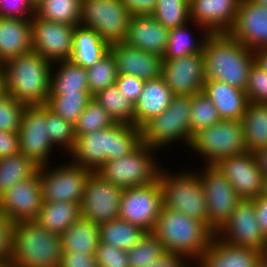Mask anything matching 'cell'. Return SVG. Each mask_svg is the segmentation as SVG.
Instances as JSON below:
<instances>
[{
    "mask_svg": "<svg viewBox=\"0 0 267 267\" xmlns=\"http://www.w3.org/2000/svg\"><path fill=\"white\" fill-rule=\"evenodd\" d=\"M31 20L0 17V59L3 63L32 51Z\"/></svg>",
    "mask_w": 267,
    "mask_h": 267,
    "instance_id": "cell-28",
    "label": "cell"
},
{
    "mask_svg": "<svg viewBox=\"0 0 267 267\" xmlns=\"http://www.w3.org/2000/svg\"><path fill=\"white\" fill-rule=\"evenodd\" d=\"M59 267H98L95 255L77 252H63Z\"/></svg>",
    "mask_w": 267,
    "mask_h": 267,
    "instance_id": "cell-52",
    "label": "cell"
},
{
    "mask_svg": "<svg viewBox=\"0 0 267 267\" xmlns=\"http://www.w3.org/2000/svg\"><path fill=\"white\" fill-rule=\"evenodd\" d=\"M262 255L255 249L228 244L214 235L194 267H254Z\"/></svg>",
    "mask_w": 267,
    "mask_h": 267,
    "instance_id": "cell-25",
    "label": "cell"
},
{
    "mask_svg": "<svg viewBox=\"0 0 267 267\" xmlns=\"http://www.w3.org/2000/svg\"><path fill=\"white\" fill-rule=\"evenodd\" d=\"M118 75H133L144 81L162 76L163 57L128 46L124 42L111 44Z\"/></svg>",
    "mask_w": 267,
    "mask_h": 267,
    "instance_id": "cell-22",
    "label": "cell"
},
{
    "mask_svg": "<svg viewBox=\"0 0 267 267\" xmlns=\"http://www.w3.org/2000/svg\"><path fill=\"white\" fill-rule=\"evenodd\" d=\"M14 223L0 209V260L10 261Z\"/></svg>",
    "mask_w": 267,
    "mask_h": 267,
    "instance_id": "cell-51",
    "label": "cell"
},
{
    "mask_svg": "<svg viewBox=\"0 0 267 267\" xmlns=\"http://www.w3.org/2000/svg\"><path fill=\"white\" fill-rule=\"evenodd\" d=\"M169 38V30L152 15L131 16L124 43L128 46L163 57Z\"/></svg>",
    "mask_w": 267,
    "mask_h": 267,
    "instance_id": "cell-24",
    "label": "cell"
},
{
    "mask_svg": "<svg viewBox=\"0 0 267 267\" xmlns=\"http://www.w3.org/2000/svg\"><path fill=\"white\" fill-rule=\"evenodd\" d=\"M152 16L168 30L184 26L190 22L189 0H157Z\"/></svg>",
    "mask_w": 267,
    "mask_h": 267,
    "instance_id": "cell-41",
    "label": "cell"
},
{
    "mask_svg": "<svg viewBox=\"0 0 267 267\" xmlns=\"http://www.w3.org/2000/svg\"><path fill=\"white\" fill-rule=\"evenodd\" d=\"M123 189L104 180L97 172L87 179L80 215L100 225L119 217Z\"/></svg>",
    "mask_w": 267,
    "mask_h": 267,
    "instance_id": "cell-16",
    "label": "cell"
},
{
    "mask_svg": "<svg viewBox=\"0 0 267 267\" xmlns=\"http://www.w3.org/2000/svg\"><path fill=\"white\" fill-rule=\"evenodd\" d=\"M93 99L108 112L115 123L134 125V104L125 99L115 84L98 92Z\"/></svg>",
    "mask_w": 267,
    "mask_h": 267,
    "instance_id": "cell-38",
    "label": "cell"
},
{
    "mask_svg": "<svg viewBox=\"0 0 267 267\" xmlns=\"http://www.w3.org/2000/svg\"><path fill=\"white\" fill-rule=\"evenodd\" d=\"M193 30H195L194 34L192 33ZM197 32L199 35L196 38ZM210 34L206 28L191 21L184 26L169 30V38L163 60H171L203 52L204 44ZM194 35L195 37H193Z\"/></svg>",
    "mask_w": 267,
    "mask_h": 267,
    "instance_id": "cell-29",
    "label": "cell"
},
{
    "mask_svg": "<svg viewBox=\"0 0 267 267\" xmlns=\"http://www.w3.org/2000/svg\"><path fill=\"white\" fill-rule=\"evenodd\" d=\"M67 93H90L87 68L76 65L70 60L52 64L50 95Z\"/></svg>",
    "mask_w": 267,
    "mask_h": 267,
    "instance_id": "cell-30",
    "label": "cell"
},
{
    "mask_svg": "<svg viewBox=\"0 0 267 267\" xmlns=\"http://www.w3.org/2000/svg\"><path fill=\"white\" fill-rule=\"evenodd\" d=\"M7 94L4 72H0V98Z\"/></svg>",
    "mask_w": 267,
    "mask_h": 267,
    "instance_id": "cell-59",
    "label": "cell"
},
{
    "mask_svg": "<svg viewBox=\"0 0 267 267\" xmlns=\"http://www.w3.org/2000/svg\"><path fill=\"white\" fill-rule=\"evenodd\" d=\"M152 233L167 254L188 257L193 263L208 249L215 235L204 222L164 206Z\"/></svg>",
    "mask_w": 267,
    "mask_h": 267,
    "instance_id": "cell-4",
    "label": "cell"
},
{
    "mask_svg": "<svg viewBox=\"0 0 267 267\" xmlns=\"http://www.w3.org/2000/svg\"><path fill=\"white\" fill-rule=\"evenodd\" d=\"M190 153L201 157L203 165H214L218 160L247 151L242 121L220 120L197 131L189 144Z\"/></svg>",
    "mask_w": 267,
    "mask_h": 267,
    "instance_id": "cell-9",
    "label": "cell"
},
{
    "mask_svg": "<svg viewBox=\"0 0 267 267\" xmlns=\"http://www.w3.org/2000/svg\"><path fill=\"white\" fill-rule=\"evenodd\" d=\"M80 216V204L43 201L35 221L44 229L61 235Z\"/></svg>",
    "mask_w": 267,
    "mask_h": 267,
    "instance_id": "cell-34",
    "label": "cell"
},
{
    "mask_svg": "<svg viewBox=\"0 0 267 267\" xmlns=\"http://www.w3.org/2000/svg\"><path fill=\"white\" fill-rule=\"evenodd\" d=\"M241 121L247 152L267 147V104L249 102Z\"/></svg>",
    "mask_w": 267,
    "mask_h": 267,
    "instance_id": "cell-33",
    "label": "cell"
},
{
    "mask_svg": "<svg viewBox=\"0 0 267 267\" xmlns=\"http://www.w3.org/2000/svg\"><path fill=\"white\" fill-rule=\"evenodd\" d=\"M33 160L18 152L0 158V197L17 182L33 177L39 170Z\"/></svg>",
    "mask_w": 267,
    "mask_h": 267,
    "instance_id": "cell-36",
    "label": "cell"
},
{
    "mask_svg": "<svg viewBox=\"0 0 267 267\" xmlns=\"http://www.w3.org/2000/svg\"><path fill=\"white\" fill-rule=\"evenodd\" d=\"M256 160L259 164L260 170L264 175H267V147L257 151L255 153Z\"/></svg>",
    "mask_w": 267,
    "mask_h": 267,
    "instance_id": "cell-57",
    "label": "cell"
},
{
    "mask_svg": "<svg viewBox=\"0 0 267 267\" xmlns=\"http://www.w3.org/2000/svg\"><path fill=\"white\" fill-rule=\"evenodd\" d=\"M3 67H4V63H3V61L0 59V72H3Z\"/></svg>",
    "mask_w": 267,
    "mask_h": 267,
    "instance_id": "cell-64",
    "label": "cell"
},
{
    "mask_svg": "<svg viewBox=\"0 0 267 267\" xmlns=\"http://www.w3.org/2000/svg\"><path fill=\"white\" fill-rule=\"evenodd\" d=\"M75 26L41 19L31 20L32 50L50 62L70 60Z\"/></svg>",
    "mask_w": 267,
    "mask_h": 267,
    "instance_id": "cell-17",
    "label": "cell"
},
{
    "mask_svg": "<svg viewBox=\"0 0 267 267\" xmlns=\"http://www.w3.org/2000/svg\"><path fill=\"white\" fill-rule=\"evenodd\" d=\"M25 107L9 94L0 98V131L18 133Z\"/></svg>",
    "mask_w": 267,
    "mask_h": 267,
    "instance_id": "cell-46",
    "label": "cell"
},
{
    "mask_svg": "<svg viewBox=\"0 0 267 267\" xmlns=\"http://www.w3.org/2000/svg\"><path fill=\"white\" fill-rule=\"evenodd\" d=\"M202 93L213 102L221 120L240 121L249 104L244 90L217 80H205Z\"/></svg>",
    "mask_w": 267,
    "mask_h": 267,
    "instance_id": "cell-27",
    "label": "cell"
},
{
    "mask_svg": "<svg viewBox=\"0 0 267 267\" xmlns=\"http://www.w3.org/2000/svg\"><path fill=\"white\" fill-rule=\"evenodd\" d=\"M93 99L90 93H67L49 95L46 106L65 121L75 125L78 118Z\"/></svg>",
    "mask_w": 267,
    "mask_h": 267,
    "instance_id": "cell-39",
    "label": "cell"
},
{
    "mask_svg": "<svg viewBox=\"0 0 267 267\" xmlns=\"http://www.w3.org/2000/svg\"><path fill=\"white\" fill-rule=\"evenodd\" d=\"M214 166L232 184L242 199L252 200L261 195L264 174L259 168L256 156L250 152L225 157Z\"/></svg>",
    "mask_w": 267,
    "mask_h": 267,
    "instance_id": "cell-18",
    "label": "cell"
},
{
    "mask_svg": "<svg viewBox=\"0 0 267 267\" xmlns=\"http://www.w3.org/2000/svg\"><path fill=\"white\" fill-rule=\"evenodd\" d=\"M255 205L257 221L267 239V197L258 196L252 199Z\"/></svg>",
    "mask_w": 267,
    "mask_h": 267,
    "instance_id": "cell-56",
    "label": "cell"
},
{
    "mask_svg": "<svg viewBox=\"0 0 267 267\" xmlns=\"http://www.w3.org/2000/svg\"><path fill=\"white\" fill-rule=\"evenodd\" d=\"M198 168L195 167L207 200V226L216 233L229 219L242 198L214 165L201 164L200 170Z\"/></svg>",
    "mask_w": 267,
    "mask_h": 267,
    "instance_id": "cell-12",
    "label": "cell"
},
{
    "mask_svg": "<svg viewBox=\"0 0 267 267\" xmlns=\"http://www.w3.org/2000/svg\"><path fill=\"white\" fill-rule=\"evenodd\" d=\"M61 239L63 252L95 255L100 242L99 225L80 216L61 234Z\"/></svg>",
    "mask_w": 267,
    "mask_h": 267,
    "instance_id": "cell-32",
    "label": "cell"
},
{
    "mask_svg": "<svg viewBox=\"0 0 267 267\" xmlns=\"http://www.w3.org/2000/svg\"><path fill=\"white\" fill-rule=\"evenodd\" d=\"M228 33L253 52L267 49V7L252 0H241L235 23Z\"/></svg>",
    "mask_w": 267,
    "mask_h": 267,
    "instance_id": "cell-21",
    "label": "cell"
},
{
    "mask_svg": "<svg viewBox=\"0 0 267 267\" xmlns=\"http://www.w3.org/2000/svg\"><path fill=\"white\" fill-rule=\"evenodd\" d=\"M18 134L19 152L39 166L56 164L50 161L54 158L55 147L48 137L46 105L25 107Z\"/></svg>",
    "mask_w": 267,
    "mask_h": 267,
    "instance_id": "cell-15",
    "label": "cell"
},
{
    "mask_svg": "<svg viewBox=\"0 0 267 267\" xmlns=\"http://www.w3.org/2000/svg\"><path fill=\"white\" fill-rule=\"evenodd\" d=\"M82 0H42L35 6L41 19L77 26L81 20Z\"/></svg>",
    "mask_w": 267,
    "mask_h": 267,
    "instance_id": "cell-37",
    "label": "cell"
},
{
    "mask_svg": "<svg viewBox=\"0 0 267 267\" xmlns=\"http://www.w3.org/2000/svg\"><path fill=\"white\" fill-rule=\"evenodd\" d=\"M62 255L61 235L44 229L36 221L14 224L12 267H59Z\"/></svg>",
    "mask_w": 267,
    "mask_h": 267,
    "instance_id": "cell-5",
    "label": "cell"
},
{
    "mask_svg": "<svg viewBox=\"0 0 267 267\" xmlns=\"http://www.w3.org/2000/svg\"><path fill=\"white\" fill-rule=\"evenodd\" d=\"M221 120L213 102L202 92L192 95L190 111V142L192 136Z\"/></svg>",
    "mask_w": 267,
    "mask_h": 267,
    "instance_id": "cell-43",
    "label": "cell"
},
{
    "mask_svg": "<svg viewBox=\"0 0 267 267\" xmlns=\"http://www.w3.org/2000/svg\"><path fill=\"white\" fill-rule=\"evenodd\" d=\"M255 3L267 7V0H252Z\"/></svg>",
    "mask_w": 267,
    "mask_h": 267,
    "instance_id": "cell-63",
    "label": "cell"
},
{
    "mask_svg": "<svg viewBox=\"0 0 267 267\" xmlns=\"http://www.w3.org/2000/svg\"><path fill=\"white\" fill-rule=\"evenodd\" d=\"M260 196L267 197V175H264L263 187H262V191H261V195Z\"/></svg>",
    "mask_w": 267,
    "mask_h": 267,
    "instance_id": "cell-61",
    "label": "cell"
},
{
    "mask_svg": "<svg viewBox=\"0 0 267 267\" xmlns=\"http://www.w3.org/2000/svg\"><path fill=\"white\" fill-rule=\"evenodd\" d=\"M98 267H130L127 251L99 242L95 252Z\"/></svg>",
    "mask_w": 267,
    "mask_h": 267,
    "instance_id": "cell-48",
    "label": "cell"
},
{
    "mask_svg": "<svg viewBox=\"0 0 267 267\" xmlns=\"http://www.w3.org/2000/svg\"><path fill=\"white\" fill-rule=\"evenodd\" d=\"M114 123L108 112L92 99L74 125L76 138L92 131L108 128Z\"/></svg>",
    "mask_w": 267,
    "mask_h": 267,
    "instance_id": "cell-45",
    "label": "cell"
},
{
    "mask_svg": "<svg viewBox=\"0 0 267 267\" xmlns=\"http://www.w3.org/2000/svg\"><path fill=\"white\" fill-rule=\"evenodd\" d=\"M19 152V134L0 131V158Z\"/></svg>",
    "mask_w": 267,
    "mask_h": 267,
    "instance_id": "cell-54",
    "label": "cell"
},
{
    "mask_svg": "<svg viewBox=\"0 0 267 267\" xmlns=\"http://www.w3.org/2000/svg\"><path fill=\"white\" fill-rule=\"evenodd\" d=\"M89 91L92 96L114 85L117 80V69L113 55L108 52L93 66L87 68Z\"/></svg>",
    "mask_w": 267,
    "mask_h": 267,
    "instance_id": "cell-44",
    "label": "cell"
},
{
    "mask_svg": "<svg viewBox=\"0 0 267 267\" xmlns=\"http://www.w3.org/2000/svg\"><path fill=\"white\" fill-rule=\"evenodd\" d=\"M145 81L133 75H118L115 85L134 105L138 101Z\"/></svg>",
    "mask_w": 267,
    "mask_h": 267,
    "instance_id": "cell-50",
    "label": "cell"
},
{
    "mask_svg": "<svg viewBox=\"0 0 267 267\" xmlns=\"http://www.w3.org/2000/svg\"><path fill=\"white\" fill-rule=\"evenodd\" d=\"M167 255L164 245L152 233L146 232L139 242L127 251L130 267H146Z\"/></svg>",
    "mask_w": 267,
    "mask_h": 267,
    "instance_id": "cell-42",
    "label": "cell"
},
{
    "mask_svg": "<svg viewBox=\"0 0 267 267\" xmlns=\"http://www.w3.org/2000/svg\"><path fill=\"white\" fill-rule=\"evenodd\" d=\"M0 267H12L10 261H1L0 260Z\"/></svg>",
    "mask_w": 267,
    "mask_h": 267,
    "instance_id": "cell-62",
    "label": "cell"
},
{
    "mask_svg": "<svg viewBox=\"0 0 267 267\" xmlns=\"http://www.w3.org/2000/svg\"><path fill=\"white\" fill-rule=\"evenodd\" d=\"M146 267H194V263L188 257L167 254L162 259L154 261Z\"/></svg>",
    "mask_w": 267,
    "mask_h": 267,
    "instance_id": "cell-55",
    "label": "cell"
},
{
    "mask_svg": "<svg viewBox=\"0 0 267 267\" xmlns=\"http://www.w3.org/2000/svg\"><path fill=\"white\" fill-rule=\"evenodd\" d=\"M43 203L42 186L37 172L0 197V209L12 223L35 221Z\"/></svg>",
    "mask_w": 267,
    "mask_h": 267,
    "instance_id": "cell-19",
    "label": "cell"
},
{
    "mask_svg": "<svg viewBox=\"0 0 267 267\" xmlns=\"http://www.w3.org/2000/svg\"><path fill=\"white\" fill-rule=\"evenodd\" d=\"M162 207V189L156 180L143 187L123 189L118 218L153 232Z\"/></svg>",
    "mask_w": 267,
    "mask_h": 267,
    "instance_id": "cell-13",
    "label": "cell"
},
{
    "mask_svg": "<svg viewBox=\"0 0 267 267\" xmlns=\"http://www.w3.org/2000/svg\"><path fill=\"white\" fill-rule=\"evenodd\" d=\"M158 152L161 151L142 143L129 155L105 162L96 172L122 189L143 187L158 180L163 166Z\"/></svg>",
    "mask_w": 267,
    "mask_h": 267,
    "instance_id": "cell-8",
    "label": "cell"
},
{
    "mask_svg": "<svg viewBox=\"0 0 267 267\" xmlns=\"http://www.w3.org/2000/svg\"><path fill=\"white\" fill-rule=\"evenodd\" d=\"M162 77L175 96L201 93L206 80L203 52L163 60Z\"/></svg>",
    "mask_w": 267,
    "mask_h": 267,
    "instance_id": "cell-20",
    "label": "cell"
},
{
    "mask_svg": "<svg viewBox=\"0 0 267 267\" xmlns=\"http://www.w3.org/2000/svg\"><path fill=\"white\" fill-rule=\"evenodd\" d=\"M203 56L206 80L225 82L245 91L249 71L255 63L253 51L229 33H211L204 44Z\"/></svg>",
    "mask_w": 267,
    "mask_h": 267,
    "instance_id": "cell-2",
    "label": "cell"
},
{
    "mask_svg": "<svg viewBox=\"0 0 267 267\" xmlns=\"http://www.w3.org/2000/svg\"><path fill=\"white\" fill-rule=\"evenodd\" d=\"M145 233L141 227L119 218L99 225L100 242L125 251L135 246Z\"/></svg>",
    "mask_w": 267,
    "mask_h": 267,
    "instance_id": "cell-35",
    "label": "cell"
},
{
    "mask_svg": "<svg viewBox=\"0 0 267 267\" xmlns=\"http://www.w3.org/2000/svg\"><path fill=\"white\" fill-rule=\"evenodd\" d=\"M35 6L31 0H0L1 18H32Z\"/></svg>",
    "mask_w": 267,
    "mask_h": 267,
    "instance_id": "cell-49",
    "label": "cell"
},
{
    "mask_svg": "<svg viewBox=\"0 0 267 267\" xmlns=\"http://www.w3.org/2000/svg\"><path fill=\"white\" fill-rule=\"evenodd\" d=\"M132 16L153 15L157 0H121Z\"/></svg>",
    "mask_w": 267,
    "mask_h": 267,
    "instance_id": "cell-53",
    "label": "cell"
},
{
    "mask_svg": "<svg viewBox=\"0 0 267 267\" xmlns=\"http://www.w3.org/2000/svg\"><path fill=\"white\" fill-rule=\"evenodd\" d=\"M215 235L228 244L267 253V239L257 221L253 200L242 199Z\"/></svg>",
    "mask_w": 267,
    "mask_h": 267,
    "instance_id": "cell-14",
    "label": "cell"
},
{
    "mask_svg": "<svg viewBox=\"0 0 267 267\" xmlns=\"http://www.w3.org/2000/svg\"><path fill=\"white\" fill-rule=\"evenodd\" d=\"M241 0H189L190 21L210 33H228Z\"/></svg>",
    "mask_w": 267,
    "mask_h": 267,
    "instance_id": "cell-23",
    "label": "cell"
},
{
    "mask_svg": "<svg viewBox=\"0 0 267 267\" xmlns=\"http://www.w3.org/2000/svg\"><path fill=\"white\" fill-rule=\"evenodd\" d=\"M175 95L162 76L146 80L134 105V125L141 128L153 117L161 115Z\"/></svg>",
    "mask_w": 267,
    "mask_h": 267,
    "instance_id": "cell-26",
    "label": "cell"
},
{
    "mask_svg": "<svg viewBox=\"0 0 267 267\" xmlns=\"http://www.w3.org/2000/svg\"><path fill=\"white\" fill-rule=\"evenodd\" d=\"M142 144L141 129L132 124L114 123L76 139L67 156L75 164L96 172L105 162L132 153Z\"/></svg>",
    "mask_w": 267,
    "mask_h": 267,
    "instance_id": "cell-1",
    "label": "cell"
},
{
    "mask_svg": "<svg viewBox=\"0 0 267 267\" xmlns=\"http://www.w3.org/2000/svg\"><path fill=\"white\" fill-rule=\"evenodd\" d=\"M42 0H31V2L36 6L38 3H40Z\"/></svg>",
    "mask_w": 267,
    "mask_h": 267,
    "instance_id": "cell-65",
    "label": "cell"
},
{
    "mask_svg": "<svg viewBox=\"0 0 267 267\" xmlns=\"http://www.w3.org/2000/svg\"><path fill=\"white\" fill-rule=\"evenodd\" d=\"M245 93L249 102L267 104V72L256 63L249 71Z\"/></svg>",
    "mask_w": 267,
    "mask_h": 267,
    "instance_id": "cell-47",
    "label": "cell"
},
{
    "mask_svg": "<svg viewBox=\"0 0 267 267\" xmlns=\"http://www.w3.org/2000/svg\"><path fill=\"white\" fill-rule=\"evenodd\" d=\"M131 16L121 0H82L79 25L95 30L111 45L125 41Z\"/></svg>",
    "mask_w": 267,
    "mask_h": 267,
    "instance_id": "cell-11",
    "label": "cell"
},
{
    "mask_svg": "<svg viewBox=\"0 0 267 267\" xmlns=\"http://www.w3.org/2000/svg\"><path fill=\"white\" fill-rule=\"evenodd\" d=\"M46 123L48 124V137L52 145L55 148L57 147L56 152L65 151L61 154L68 156L73 151L77 139L74 125L62 119L47 106Z\"/></svg>",
    "mask_w": 267,
    "mask_h": 267,
    "instance_id": "cell-40",
    "label": "cell"
},
{
    "mask_svg": "<svg viewBox=\"0 0 267 267\" xmlns=\"http://www.w3.org/2000/svg\"><path fill=\"white\" fill-rule=\"evenodd\" d=\"M254 267H267V254L262 255L255 263Z\"/></svg>",
    "mask_w": 267,
    "mask_h": 267,
    "instance_id": "cell-60",
    "label": "cell"
},
{
    "mask_svg": "<svg viewBox=\"0 0 267 267\" xmlns=\"http://www.w3.org/2000/svg\"><path fill=\"white\" fill-rule=\"evenodd\" d=\"M193 169L194 167L170 172L162 166L158 180L162 189L163 206L207 225V200L198 172Z\"/></svg>",
    "mask_w": 267,
    "mask_h": 267,
    "instance_id": "cell-6",
    "label": "cell"
},
{
    "mask_svg": "<svg viewBox=\"0 0 267 267\" xmlns=\"http://www.w3.org/2000/svg\"><path fill=\"white\" fill-rule=\"evenodd\" d=\"M109 48L110 45L95 30L77 25L73 36V52L70 61L88 68L106 55Z\"/></svg>",
    "mask_w": 267,
    "mask_h": 267,
    "instance_id": "cell-31",
    "label": "cell"
},
{
    "mask_svg": "<svg viewBox=\"0 0 267 267\" xmlns=\"http://www.w3.org/2000/svg\"><path fill=\"white\" fill-rule=\"evenodd\" d=\"M66 159V162L58 161L57 166L49 164L39 167L43 201L81 203L87 179L93 172Z\"/></svg>",
    "mask_w": 267,
    "mask_h": 267,
    "instance_id": "cell-10",
    "label": "cell"
},
{
    "mask_svg": "<svg viewBox=\"0 0 267 267\" xmlns=\"http://www.w3.org/2000/svg\"><path fill=\"white\" fill-rule=\"evenodd\" d=\"M255 63L267 72V49H261L254 52Z\"/></svg>",
    "mask_w": 267,
    "mask_h": 267,
    "instance_id": "cell-58",
    "label": "cell"
},
{
    "mask_svg": "<svg viewBox=\"0 0 267 267\" xmlns=\"http://www.w3.org/2000/svg\"><path fill=\"white\" fill-rule=\"evenodd\" d=\"M52 62L30 51L4 63L7 94L26 106L45 105L50 95Z\"/></svg>",
    "mask_w": 267,
    "mask_h": 267,
    "instance_id": "cell-3",
    "label": "cell"
},
{
    "mask_svg": "<svg viewBox=\"0 0 267 267\" xmlns=\"http://www.w3.org/2000/svg\"><path fill=\"white\" fill-rule=\"evenodd\" d=\"M191 101L192 95L174 96L161 115L153 117L140 128L142 143L159 151H165V148L169 149V146L174 148L173 146H177L179 142L188 149Z\"/></svg>",
    "mask_w": 267,
    "mask_h": 267,
    "instance_id": "cell-7",
    "label": "cell"
}]
</instances>
